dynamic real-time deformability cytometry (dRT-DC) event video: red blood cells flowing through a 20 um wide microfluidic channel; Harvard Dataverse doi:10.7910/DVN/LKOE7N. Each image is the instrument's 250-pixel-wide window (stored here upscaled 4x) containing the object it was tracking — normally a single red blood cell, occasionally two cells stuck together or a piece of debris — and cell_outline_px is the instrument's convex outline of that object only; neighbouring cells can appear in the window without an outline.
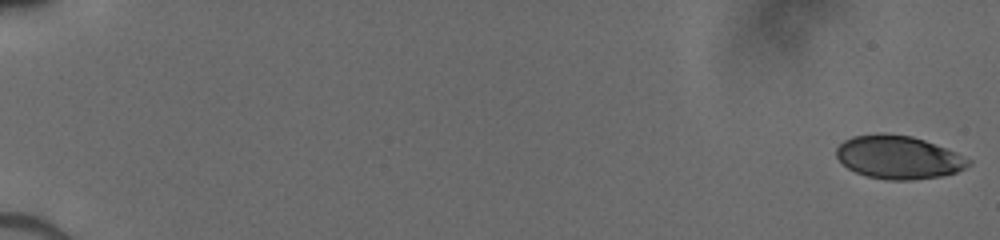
{"species": "human", "species_latin": "Homo sapiens", "temperature_condition": "cold", "stored_images_in_passage": 46, "camera_frame_rate_fps": 3000, "um_per_image_px": 0.085, "donor": {"sex": "male"}, "frame": {"image": 1, "passage_image": 1, "time_ms": 0.0, "image_size_px": [1000, 240], "cell_outline_px": [[972, 164], [956, 172], [940, 176], [912, 180], [888, 180], [868, 176], [856, 172], [848, 168], [836, 156], [836, 148], [844, 140], [852, 136], [884, 132], [912, 136], [924, 140], [956, 152], [972, 160]], "centroid_in_image_um": [76.37, 13.35], "position_along_channel_um": 8.6, "area_um2": 33.29}}
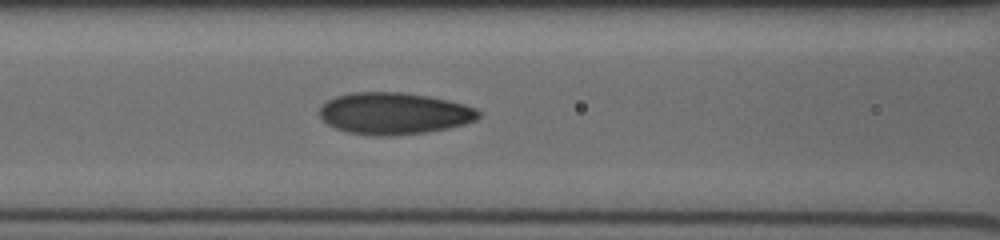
{"frame": {"image": 2, "passage_image": 20, "time_ms": 8.0, "image_size_px": [1000, 240], "cell_outline_px": [[480, 116], [476, 120], [464, 124], [448, 128], [424, 132], [388, 136], [372, 136], [348, 132], [336, 128], [328, 124], [320, 116], [320, 108], [328, 100], [336, 96], [352, 92], [404, 92], [428, 96], [448, 100], [464, 104], [476, 108], [480, 112]], "centroid_in_image_um": [33.51, 9.64], "position_along_channel_um": 133.1, "area_um2": 38.67}}
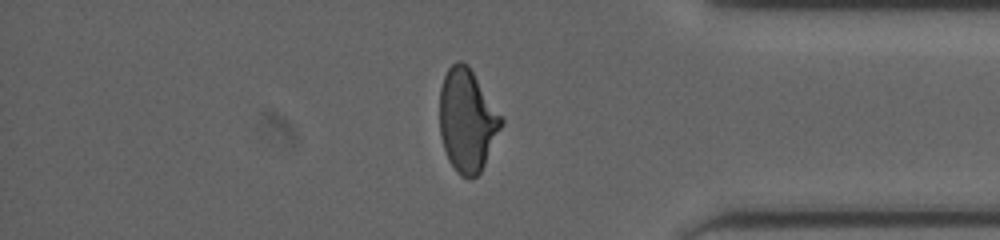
{"frame": {"image": 3, "passage_image": 39, "time_ms": 14.667, "image_size_px": [1000, 240], "cell_outline_px": [[504, 124], [480, 172], [476, 176], [468, 180], [460, 176], [456, 172], [448, 160], [440, 136], [440, 88], [444, 76], [448, 68], [456, 60], [460, 60], [468, 64], [504, 120]], "centroid_in_image_um": [39.7, 10.24], "position_along_channel_um": 395.5, "area_um2": 37.05}}